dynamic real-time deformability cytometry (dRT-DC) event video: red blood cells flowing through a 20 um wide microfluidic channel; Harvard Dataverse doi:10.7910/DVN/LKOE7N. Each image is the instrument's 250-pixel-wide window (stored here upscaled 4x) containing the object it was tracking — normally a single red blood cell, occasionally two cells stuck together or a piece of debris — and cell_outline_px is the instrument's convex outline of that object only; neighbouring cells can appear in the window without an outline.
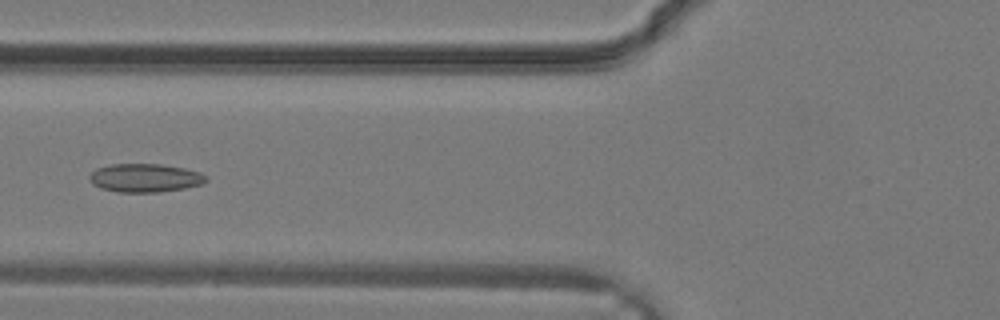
{"species": "common noctule bat (a hibernating species)", "species_latin": "Nyctalus noctula", "temperature_condition": "warm", "stored_images_in_passage": 35, "camera_frame_rate_fps": 3000, "um_per_image_px": 0.085, "animal": {"sex": "male", "body_mass_g": 19.2, "forearm_length_mm": 51.8}, "frame": {"image": 1, "passage_image": 14, "time_ms": 4.333, "image_size_px": [1000, 320], "cell_outline_px": [[208, 180], [204, 184], [184, 188], [160, 192], [116, 192], [100, 188], [92, 184], [88, 180], [88, 176], [96, 168], [112, 164], [160, 164], [184, 168], [200, 172], [208, 176]], "centroid_in_image_um": [12.32, 15.12], "position_along_channel_um": 113.5, "area_um2": 19.59}}
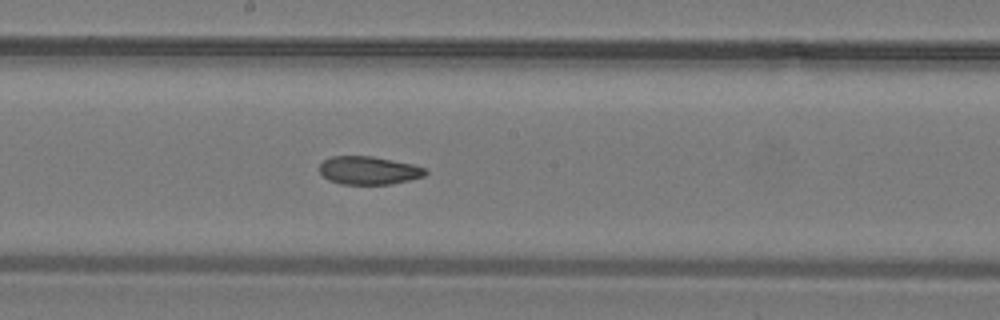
{"frame": {"image": 2, "passage_image": 19, "time_ms": 6.0, "image_size_px": [1000, 320], "cell_outline_px": [[428, 172], [424, 176], [392, 184], [340, 184], [328, 180], [320, 172], [320, 164], [324, 160], [332, 156], [372, 156], [412, 164], [424, 168]], "centroid_in_image_um": [31.33, 14.49], "position_along_channel_um": 216.9, "area_um2": 17.28}}
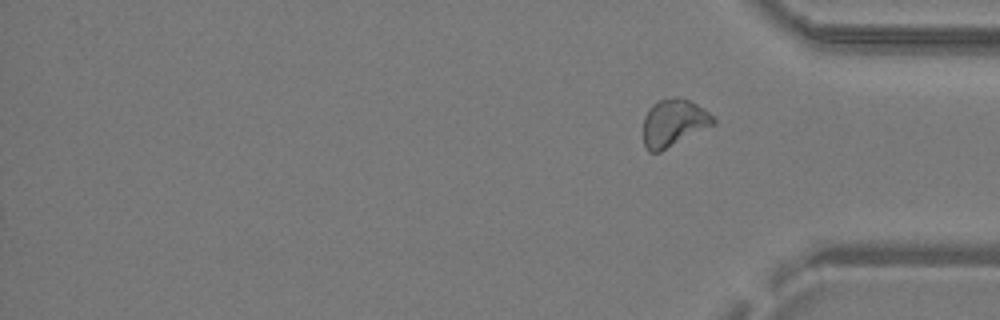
{"frame": {"image": 3, "passage_image": 35, "time_ms": 11.333, "image_size_px": [1000, 320], "cell_outline_px": [[716, 124], [660, 152], [648, 152], [644, 148], [644, 116], [652, 104], [660, 100], [676, 96], [688, 100], [696, 104], [708, 112], [716, 120]], "centroid_in_image_um": [57.25, 10.46], "position_along_channel_um": 377.9, "area_um2": 19.31}}